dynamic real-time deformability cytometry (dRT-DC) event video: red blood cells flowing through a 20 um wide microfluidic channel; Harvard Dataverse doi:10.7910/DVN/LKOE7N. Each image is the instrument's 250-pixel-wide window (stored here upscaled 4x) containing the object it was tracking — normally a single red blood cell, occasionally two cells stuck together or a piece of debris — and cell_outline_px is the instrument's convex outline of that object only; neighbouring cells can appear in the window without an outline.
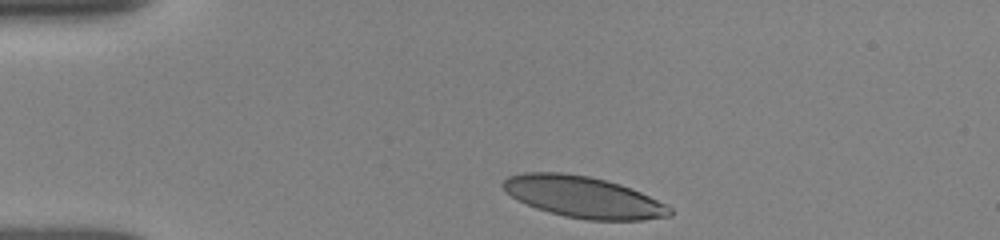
{"species": "human", "species_latin": "Homo sapiens", "temperature_condition": "room temperature", "stored_images_in_passage": 25, "camera_frame_rate_fps": 3000, "um_per_image_px": 0.085, "donor": {"sex": "female"}, "frame": {"image": 1, "passage_image": 1, "time_ms": 0.0, "image_size_px": [1000, 240], "cell_outline_px": [[672, 216], [644, 220], [588, 220], [564, 216], [536, 208], [512, 196], [500, 184], [508, 176], [524, 172], [564, 172], [588, 176], [620, 184], [632, 188], [668, 204], [672, 208]], "centroid_in_image_um": [49.64, 16.75], "position_along_channel_um": 35.4, "area_um2": 40.23}}
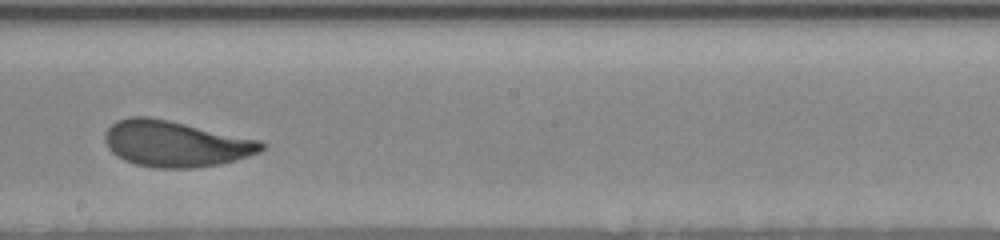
{"frame": {"image": 2, "passage_image": 15, "time_ms": 6.333, "image_size_px": [1000, 240], "cell_outline_px": [[264, 148], [260, 152], [236, 160], [220, 164], [192, 168], [152, 168], [136, 164], [124, 160], [116, 156], [108, 148], [104, 140], [104, 132], [116, 120], [128, 116], [148, 116], [168, 120], [260, 140], [264, 144]], "centroid_in_image_um": [14.87, 12.22], "position_along_channel_um": 233.3, "area_um2": 42.08}}
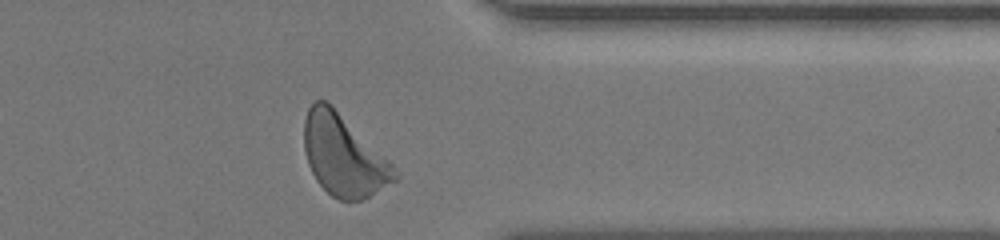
{"frame": {"image": 3, "passage_image": 25, "time_ms": 10.333, "image_size_px": [1000, 240], "cell_outline_px": [[400, 180], [364, 200], [340, 200], [332, 196], [316, 180], [308, 164], [304, 148], [304, 120], [308, 108], [316, 100], [324, 100], [332, 104], [396, 168], [400, 176]], "centroid_in_image_um": [29.23, 13.24], "position_along_channel_um": 382.2, "area_um2": 42.89}, "authors_computed_cell_mechanics": {"area_um2": 41.616, "velocity_mm_per_s": 3.8686, "shape_relaxation_time_tau1_ms": 2.4156, "shape_relaxation_time_tau2_ms": 1.149, "deformation_change_tau1": 0.1458, "deformation_change_tau2": 0.0751}}